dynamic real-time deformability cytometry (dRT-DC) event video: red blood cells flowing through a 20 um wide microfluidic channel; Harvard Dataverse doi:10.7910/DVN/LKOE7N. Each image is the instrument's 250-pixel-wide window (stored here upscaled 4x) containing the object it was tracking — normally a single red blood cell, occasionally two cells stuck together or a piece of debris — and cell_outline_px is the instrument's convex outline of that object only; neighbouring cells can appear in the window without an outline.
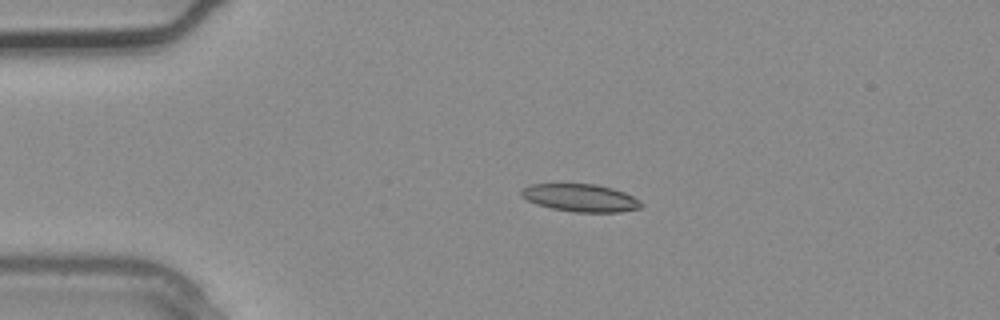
{"species": "common noctule bat (a hibernating species)", "species_latin": "Nyctalus noctula", "temperature_condition": "warm", "stored_images_in_passage": 3, "camera_frame_rate_fps": 3000, "um_per_image_px": 0.085, "animal": {"sex": "male", "body_mass_g": 20.4}, "frame": {"image": 1, "passage_image": 2, "time_ms": 0.333, "image_size_px": [1000, 320], "cell_outline_px": [[644, 204], [640, 208], [620, 212], [572, 212], [552, 208], [536, 204], [520, 196], [520, 188], [528, 184], [596, 184], [612, 188], [624, 192], [640, 200]], "centroid_in_image_um": [49.32, 16.81], "position_along_channel_um": 35.7, "area_um2": 19.48}}